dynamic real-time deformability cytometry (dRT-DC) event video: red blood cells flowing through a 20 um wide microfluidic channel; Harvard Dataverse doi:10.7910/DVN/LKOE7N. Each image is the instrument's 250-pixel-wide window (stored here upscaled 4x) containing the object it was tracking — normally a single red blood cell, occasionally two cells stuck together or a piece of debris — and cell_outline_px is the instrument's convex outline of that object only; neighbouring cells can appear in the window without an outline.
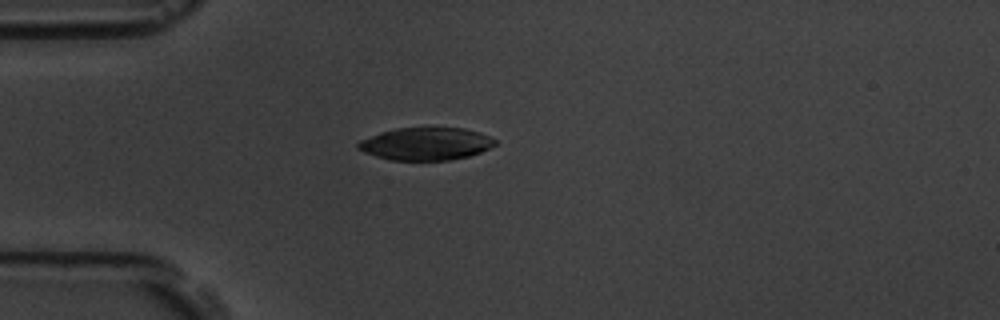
{"species": "common noctule bat (a hibernating species)", "species_latin": "Nyctalus noctula", "temperature_condition": "room temperature", "stored_images_in_passage": 4, "camera_frame_rate_fps": 3000, "um_per_image_px": 0.085, "animal": {"sex": "male", "body_mass_g": 19.5, "forearm_length_mm": 54.6}, "frame": {"image": 1, "passage_image": 1, "time_ms": 0.0, "image_size_px": [1000, 320], "cell_outline_px": [[496, 144], [480, 152], [468, 156], [448, 160], [388, 160], [364, 152], [356, 148], [356, 144], [360, 140], [380, 132], [396, 128], [464, 128], [480, 132], [496, 140]], "centroid_in_image_um": [36.17, 12.22], "position_along_channel_um": 48.8, "area_um2": 25.95}}
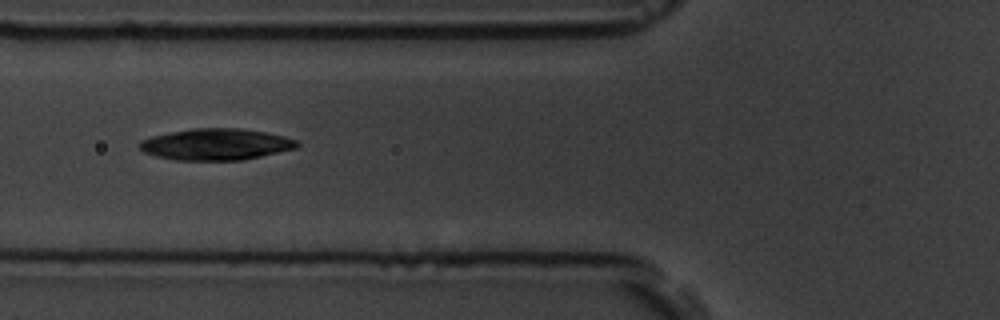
{"frame": {"image": 2, "passage_image": 3, "time_ms": 2.0, "image_size_px": [1000, 320], "cell_outline_px": [[300, 144], [296, 148], [244, 160], [176, 160], [156, 156], [144, 152], [140, 148], [140, 140], [152, 136], [192, 128], [240, 128], [264, 132], [284, 136], [296, 140]], "centroid_in_image_um": [18.37, 12.27], "position_along_channel_um": 107.4, "area_um2": 28.73}}
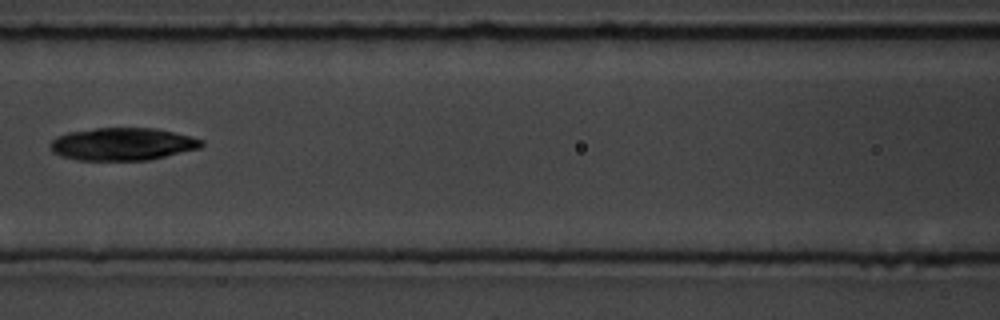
{"frame": {"image": 3, "passage_image": 4, "time_ms": 3.333, "image_size_px": [1000, 320], "cell_outline_px": [[204, 144], [200, 148], [148, 160], [76, 160], [60, 156], [52, 152], [52, 140], [56, 136], [68, 132], [96, 128], [156, 128], [204, 140]], "centroid_in_image_um": [10.4, 12.25], "position_along_channel_um": 156.2, "area_um2": 28.61}}